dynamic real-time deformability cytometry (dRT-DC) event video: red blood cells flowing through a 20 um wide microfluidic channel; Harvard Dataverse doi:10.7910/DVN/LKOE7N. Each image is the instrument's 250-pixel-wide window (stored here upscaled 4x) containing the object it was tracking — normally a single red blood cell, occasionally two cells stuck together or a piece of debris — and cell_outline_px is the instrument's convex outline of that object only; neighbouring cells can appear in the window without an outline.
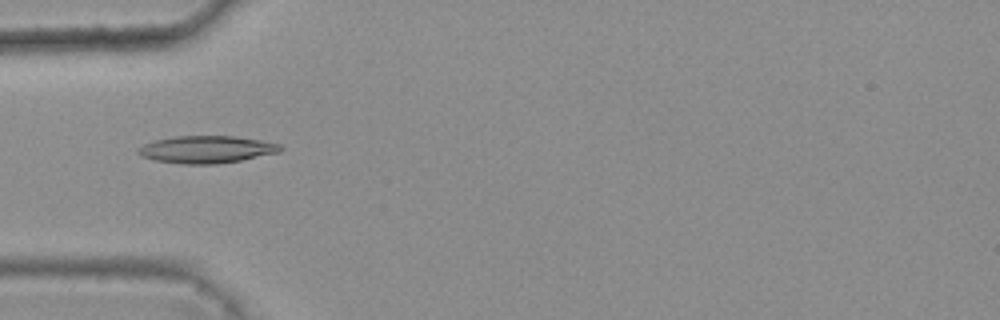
{"species": "common noctule bat (a hibernating species)", "species_latin": "Nyctalus noctula", "temperature_condition": "warm", "stored_images_in_passage": 31, "camera_frame_rate_fps": 3000, "um_per_image_px": 0.085, "animal": {"sex": "female", "body_mass_g": 25.1}, "frame": {"image": 1, "passage_image": 1, "time_ms": 0.0, "image_size_px": [1000, 320], "cell_outline_px": [[284, 148], [280, 152], [240, 160], [216, 164], [184, 164], [156, 160], [140, 156], [136, 152], [136, 148], [144, 144], [156, 140], [176, 136], [236, 136], [260, 140], [280, 144]], "centroid_in_image_um": [17.55, 12.7], "position_along_channel_um": 67.5, "area_um2": 22.6}}
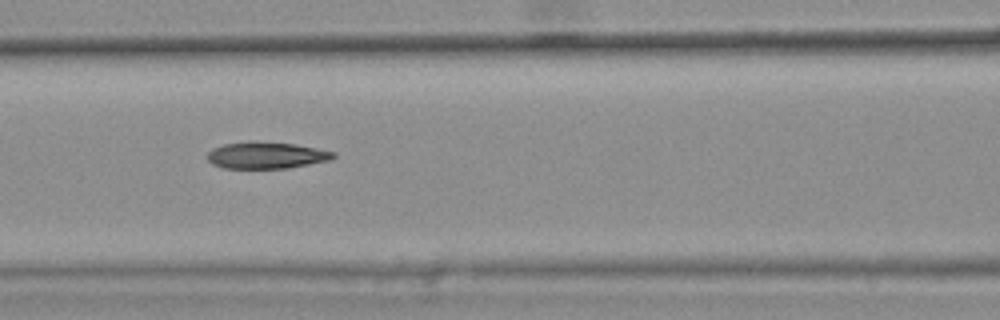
{"frame": {"image": 2, "passage_image": 7, "time_ms": 2.0, "image_size_px": [1000, 320], "cell_outline_px": [[336, 156], [332, 160], [288, 168], [224, 168], [212, 164], [208, 160], [208, 152], [212, 148], [224, 144], [248, 140], [252, 140], [296, 144], [336, 152]], "centroid_in_image_um": [22.65, 13.18], "position_along_channel_um": 144.0, "area_um2": 19.88}}
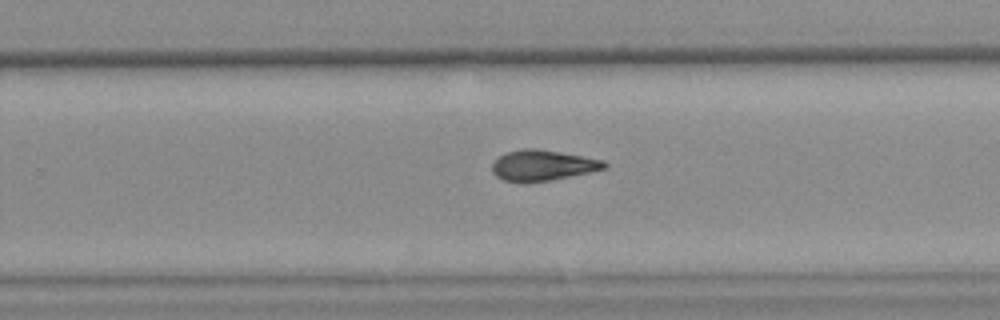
{"frame": {"image": 3, "passage_image": 18, "time_ms": 5.667, "image_size_px": [1000, 320], "cell_outline_px": [[608, 168], [548, 180], [504, 180], [496, 176], [492, 172], [492, 164], [504, 152], [524, 148], [536, 148], [604, 160], [608, 164]], "centroid_in_image_um": [46.13, 14.01], "position_along_channel_um": 283.7, "area_um2": 19.42}, "authors_computed_cell_mechanics": {"area_um2": 19.8254, "velocity_mm_per_s": 3.8222, "shape_relaxation_time_tau1_ms": null, "shape_relaxation_time_tau2_ms": 3.1924, "deformation_change_tau1": null, "deformation_change_tau2": 0.1129}}